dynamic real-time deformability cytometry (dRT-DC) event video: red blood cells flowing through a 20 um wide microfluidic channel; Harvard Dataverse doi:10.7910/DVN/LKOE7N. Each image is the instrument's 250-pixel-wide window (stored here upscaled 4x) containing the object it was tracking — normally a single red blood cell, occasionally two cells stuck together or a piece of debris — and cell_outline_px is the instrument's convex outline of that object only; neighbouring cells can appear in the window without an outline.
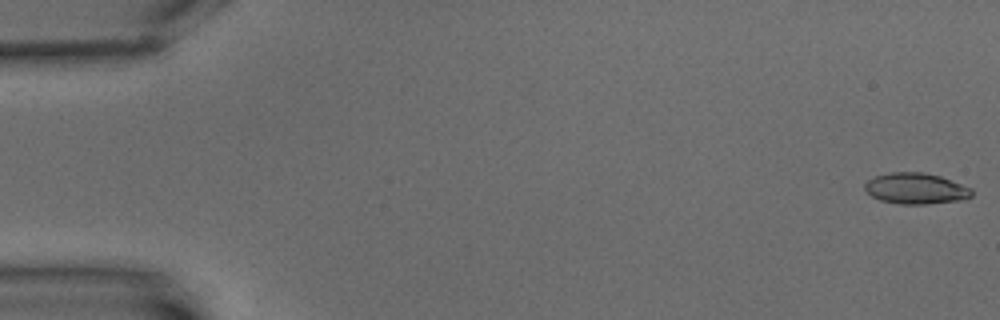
{"species": "common noctule bat (a hibernating species)", "species_latin": "Nyctalus noctula", "temperature_condition": "warm", "stored_images_in_passage": 2, "camera_frame_rate_fps": 3000, "um_per_image_px": 0.085, "animal": {"sex": "male", "body_mass_g": 15.6}, "frame": {"image": 1, "passage_image": 2, "time_ms": 1.333, "image_size_px": [1000, 320], "cell_outline_px": [[972, 196], [964, 200], [928, 204], [900, 204], [880, 200], [872, 196], [864, 188], [864, 184], [868, 180], [876, 176], [892, 172], [924, 172], [940, 176], [972, 188]], "centroid_in_image_um": [77.87, 16.03], "position_along_channel_um": 7.1, "area_um2": 19.36}}